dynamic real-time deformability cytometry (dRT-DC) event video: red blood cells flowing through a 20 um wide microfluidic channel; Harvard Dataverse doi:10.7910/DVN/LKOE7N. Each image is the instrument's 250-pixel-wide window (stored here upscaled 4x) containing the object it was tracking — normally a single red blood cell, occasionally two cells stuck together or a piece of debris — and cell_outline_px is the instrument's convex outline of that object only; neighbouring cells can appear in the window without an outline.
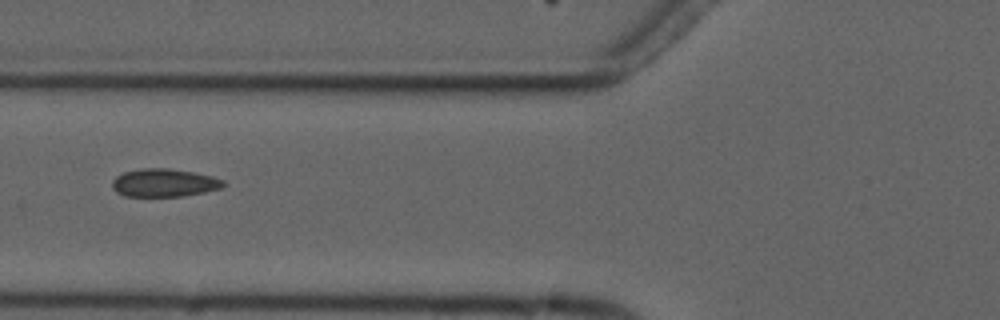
{"species": "common noctule bat (a hibernating species)", "species_latin": "Nyctalus noctula", "temperature_condition": "cold", "stored_images_in_passage": 6, "camera_frame_rate_fps": 3000, "um_per_image_px": 0.085, "animal": {"sex": "male", "forearm_length_mm": 52.5}, "frame": {"image": 1, "passage_image": 6, "time_ms": 6.0, "image_size_px": [1000, 320], "cell_outline_px": [[224, 184], [220, 188], [204, 192], [180, 196], [124, 196], [116, 192], [112, 188], [112, 180], [116, 176], [124, 172], [140, 168], [168, 168], [192, 172], [212, 176], [224, 180]], "centroid_in_image_um": [13.91, 15.53], "position_along_channel_um": 111.9, "area_um2": 18.09}}